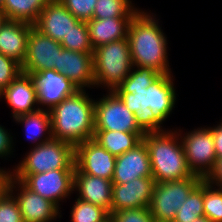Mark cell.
Segmentation results:
<instances>
[{
    "mask_svg": "<svg viewBox=\"0 0 222 222\" xmlns=\"http://www.w3.org/2000/svg\"><path fill=\"white\" fill-rule=\"evenodd\" d=\"M172 74H160L147 88L116 89L114 92L134 113L135 121L144 132H160L176 103Z\"/></svg>",
    "mask_w": 222,
    "mask_h": 222,
    "instance_id": "cell-1",
    "label": "cell"
},
{
    "mask_svg": "<svg viewBox=\"0 0 222 222\" xmlns=\"http://www.w3.org/2000/svg\"><path fill=\"white\" fill-rule=\"evenodd\" d=\"M140 10L131 20L128 42L134 67L153 68L171 74L167 53V37L158 24L156 14Z\"/></svg>",
    "mask_w": 222,
    "mask_h": 222,
    "instance_id": "cell-2",
    "label": "cell"
},
{
    "mask_svg": "<svg viewBox=\"0 0 222 222\" xmlns=\"http://www.w3.org/2000/svg\"><path fill=\"white\" fill-rule=\"evenodd\" d=\"M95 99L78 90L50 110L52 138L76 146L94 137Z\"/></svg>",
    "mask_w": 222,
    "mask_h": 222,
    "instance_id": "cell-3",
    "label": "cell"
},
{
    "mask_svg": "<svg viewBox=\"0 0 222 222\" xmlns=\"http://www.w3.org/2000/svg\"><path fill=\"white\" fill-rule=\"evenodd\" d=\"M176 131L148 132L142 138L148 149L155 183L183 180L194 175L187 165L183 144Z\"/></svg>",
    "mask_w": 222,
    "mask_h": 222,
    "instance_id": "cell-4",
    "label": "cell"
},
{
    "mask_svg": "<svg viewBox=\"0 0 222 222\" xmlns=\"http://www.w3.org/2000/svg\"><path fill=\"white\" fill-rule=\"evenodd\" d=\"M93 66L95 87L114 92L133 68L128 39L112 41L94 49Z\"/></svg>",
    "mask_w": 222,
    "mask_h": 222,
    "instance_id": "cell-5",
    "label": "cell"
},
{
    "mask_svg": "<svg viewBox=\"0 0 222 222\" xmlns=\"http://www.w3.org/2000/svg\"><path fill=\"white\" fill-rule=\"evenodd\" d=\"M12 169V174H38L56 169H75V146L51 138L34 148Z\"/></svg>",
    "mask_w": 222,
    "mask_h": 222,
    "instance_id": "cell-6",
    "label": "cell"
},
{
    "mask_svg": "<svg viewBox=\"0 0 222 222\" xmlns=\"http://www.w3.org/2000/svg\"><path fill=\"white\" fill-rule=\"evenodd\" d=\"M203 179L197 175L176 181L155 183L149 206L155 222H173L176 212Z\"/></svg>",
    "mask_w": 222,
    "mask_h": 222,
    "instance_id": "cell-7",
    "label": "cell"
},
{
    "mask_svg": "<svg viewBox=\"0 0 222 222\" xmlns=\"http://www.w3.org/2000/svg\"><path fill=\"white\" fill-rule=\"evenodd\" d=\"M75 169H56L38 174H12L28 189L49 199L58 207L73 193Z\"/></svg>",
    "mask_w": 222,
    "mask_h": 222,
    "instance_id": "cell-8",
    "label": "cell"
},
{
    "mask_svg": "<svg viewBox=\"0 0 222 222\" xmlns=\"http://www.w3.org/2000/svg\"><path fill=\"white\" fill-rule=\"evenodd\" d=\"M187 165L194 175L204 179L217 159L210 128H197L183 134L178 129Z\"/></svg>",
    "mask_w": 222,
    "mask_h": 222,
    "instance_id": "cell-9",
    "label": "cell"
},
{
    "mask_svg": "<svg viewBox=\"0 0 222 222\" xmlns=\"http://www.w3.org/2000/svg\"><path fill=\"white\" fill-rule=\"evenodd\" d=\"M95 130L119 132H143L135 121L134 113L130 112L115 92H108L94 105Z\"/></svg>",
    "mask_w": 222,
    "mask_h": 222,
    "instance_id": "cell-10",
    "label": "cell"
},
{
    "mask_svg": "<svg viewBox=\"0 0 222 222\" xmlns=\"http://www.w3.org/2000/svg\"><path fill=\"white\" fill-rule=\"evenodd\" d=\"M63 49L60 42L53 40L32 26L26 58L21 65L22 73L31 75L33 72L47 69L56 70L59 54Z\"/></svg>",
    "mask_w": 222,
    "mask_h": 222,
    "instance_id": "cell-11",
    "label": "cell"
},
{
    "mask_svg": "<svg viewBox=\"0 0 222 222\" xmlns=\"http://www.w3.org/2000/svg\"><path fill=\"white\" fill-rule=\"evenodd\" d=\"M116 157L93 138L75 146V172L112 180Z\"/></svg>",
    "mask_w": 222,
    "mask_h": 222,
    "instance_id": "cell-12",
    "label": "cell"
},
{
    "mask_svg": "<svg viewBox=\"0 0 222 222\" xmlns=\"http://www.w3.org/2000/svg\"><path fill=\"white\" fill-rule=\"evenodd\" d=\"M15 188L17 189L15 190ZM14 190L18 192L15 193ZM9 191L19 204L24 222H53L58 215L61 217L60 207L49 199L31 191L21 181L13 177L10 181Z\"/></svg>",
    "mask_w": 222,
    "mask_h": 222,
    "instance_id": "cell-13",
    "label": "cell"
},
{
    "mask_svg": "<svg viewBox=\"0 0 222 222\" xmlns=\"http://www.w3.org/2000/svg\"><path fill=\"white\" fill-rule=\"evenodd\" d=\"M30 76L36 87L38 107L43 110H50L54 105L78 91L69 79L54 69L33 72Z\"/></svg>",
    "mask_w": 222,
    "mask_h": 222,
    "instance_id": "cell-14",
    "label": "cell"
},
{
    "mask_svg": "<svg viewBox=\"0 0 222 222\" xmlns=\"http://www.w3.org/2000/svg\"><path fill=\"white\" fill-rule=\"evenodd\" d=\"M154 184L153 177H139L126 184L113 183L111 214L125 209L149 207Z\"/></svg>",
    "mask_w": 222,
    "mask_h": 222,
    "instance_id": "cell-15",
    "label": "cell"
},
{
    "mask_svg": "<svg viewBox=\"0 0 222 222\" xmlns=\"http://www.w3.org/2000/svg\"><path fill=\"white\" fill-rule=\"evenodd\" d=\"M56 71L69 79L78 90L95 87L93 53L63 49L59 54Z\"/></svg>",
    "mask_w": 222,
    "mask_h": 222,
    "instance_id": "cell-16",
    "label": "cell"
},
{
    "mask_svg": "<svg viewBox=\"0 0 222 222\" xmlns=\"http://www.w3.org/2000/svg\"><path fill=\"white\" fill-rule=\"evenodd\" d=\"M79 21L60 0H51L43 8L33 26L41 33L61 43Z\"/></svg>",
    "mask_w": 222,
    "mask_h": 222,
    "instance_id": "cell-17",
    "label": "cell"
},
{
    "mask_svg": "<svg viewBox=\"0 0 222 222\" xmlns=\"http://www.w3.org/2000/svg\"><path fill=\"white\" fill-rule=\"evenodd\" d=\"M139 177H152L148 149L143 140L116 157L112 183L126 184Z\"/></svg>",
    "mask_w": 222,
    "mask_h": 222,
    "instance_id": "cell-18",
    "label": "cell"
},
{
    "mask_svg": "<svg viewBox=\"0 0 222 222\" xmlns=\"http://www.w3.org/2000/svg\"><path fill=\"white\" fill-rule=\"evenodd\" d=\"M12 108V117L33 113L40 108L37 106V92L32 77L21 73L1 94ZM37 104V105H36ZM37 106V108H35Z\"/></svg>",
    "mask_w": 222,
    "mask_h": 222,
    "instance_id": "cell-19",
    "label": "cell"
},
{
    "mask_svg": "<svg viewBox=\"0 0 222 222\" xmlns=\"http://www.w3.org/2000/svg\"><path fill=\"white\" fill-rule=\"evenodd\" d=\"M32 26L26 22L7 19L0 29V53L22 65Z\"/></svg>",
    "mask_w": 222,
    "mask_h": 222,
    "instance_id": "cell-20",
    "label": "cell"
},
{
    "mask_svg": "<svg viewBox=\"0 0 222 222\" xmlns=\"http://www.w3.org/2000/svg\"><path fill=\"white\" fill-rule=\"evenodd\" d=\"M112 180L84 173H74L73 190L79 192L78 199L101 206L111 215Z\"/></svg>",
    "mask_w": 222,
    "mask_h": 222,
    "instance_id": "cell-21",
    "label": "cell"
},
{
    "mask_svg": "<svg viewBox=\"0 0 222 222\" xmlns=\"http://www.w3.org/2000/svg\"><path fill=\"white\" fill-rule=\"evenodd\" d=\"M133 18H105L87 21L90 42L93 49L112 41L123 40L128 36L129 25Z\"/></svg>",
    "mask_w": 222,
    "mask_h": 222,
    "instance_id": "cell-22",
    "label": "cell"
},
{
    "mask_svg": "<svg viewBox=\"0 0 222 222\" xmlns=\"http://www.w3.org/2000/svg\"><path fill=\"white\" fill-rule=\"evenodd\" d=\"M144 132L94 130L93 139L115 157L133 149L144 137Z\"/></svg>",
    "mask_w": 222,
    "mask_h": 222,
    "instance_id": "cell-23",
    "label": "cell"
},
{
    "mask_svg": "<svg viewBox=\"0 0 222 222\" xmlns=\"http://www.w3.org/2000/svg\"><path fill=\"white\" fill-rule=\"evenodd\" d=\"M13 120L16 123L22 124V126L24 125L25 134L30 141L35 143L34 146L44 143L52 138L49 110L40 109L33 113L19 115Z\"/></svg>",
    "mask_w": 222,
    "mask_h": 222,
    "instance_id": "cell-24",
    "label": "cell"
},
{
    "mask_svg": "<svg viewBox=\"0 0 222 222\" xmlns=\"http://www.w3.org/2000/svg\"><path fill=\"white\" fill-rule=\"evenodd\" d=\"M51 0H4L1 9L8 20H16L34 25Z\"/></svg>",
    "mask_w": 222,
    "mask_h": 222,
    "instance_id": "cell-25",
    "label": "cell"
},
{
    "mask_svg": "<svg viewBox=\"0 0 222 222\" xmlns=\"http://www.w3.org/2000/svg\"><path fill=\"white\" fill-rule=\"evenodd\" d=\"M139 11L131 0H97L93 18H133Z\"/></svg>",
    "mask_w": 222,
    "mask_h": 222,
    "instance_id": "cell-26",
    "label": "cell"
},
{
    "mask_svg": "<svg viewBox=\"0 0 222 222\" xmlns=\"http://www.w3.org/2000/svg\"><path fill=\"white\" fill-rule=\"evenodd\" d=\"M204 216L203 180L191 191L183 205L176 212L173 222H193Z\"/></svg>",
    "mask_w": 222,
    "mask_h": 222,
    "instance_id": "cell-27",
    "label": "cell"
},
{
    "mask_svg": "<svg viewBox=\"0 0 222 222\" xmlns=\"http://www.w3.org/2000/svg\"><path fill=\"white\" fill-rule=\"evenodd\" d=\"M70 216L71 222H104L110 214L101 206L76 198Z\"/></svg>",
    "mask_w": 222,
    "mask_h": 222,
    "instance_id": "cell-28",
    "label": "cell"
},
{
    "mask_svg": "<svg viewBox=\"0 0 222 222\" xmlns=\"http://www.w3.org/2000/svg\"><path fill=\"white\" fill-rule=\"evenodd\" d=\"M60 44L66 50L94 53V49L90 42L87 22L85 21L80 20L73 26V30L65 36Z\"/></svg>",
    "mask_w": 222,
    "mask_h": 222,
    "instance_id": "cell-29",
    "label": "cell"
},
{
    "mask_svg": "<svg viewBox=\"0 0 222 222\" xmlns=\"http://www.w3.org/2000/svg\"><path fill=\"white\" fill-rule=\"evenodd\" d=\"M204 216L212 222H222V188H216L203 180Z\"/></svg>",
    "mask_w": 222,
    "mask_h": 222,
    "instance_id": "cell-30",
    "label": "cell"
},
{
    "mask_svg": "<svg viewBox=\"0 0 222 222\" xmlns=\"http://www.w3.org/2000/svg\"><path fill=\"white\" fill-rule=\"evenodd\" d=\"M161 73L153 68L134 67L117 89H140L149 87Z\"/></svg>",
    "mask_w": 222,
    "mask_h": 222,
    "instance_id": "cell-31",
    "label": "cell"
},
{
    "mask_svg": "<svg viewBox=\"0 0 222 222\" xmlns=\"http://www.w3.org/2000/svg\"><path fill=\"white\" fill-rule=\"evenodd\" d=\"M96 1L97 0H60L75 18L85 22L93 19Z\"/></svg>",
    "mask_w": 222,
    "mask_h": 222,
    "instance_id": "cell-32",
    "label": "cell"
},
{
    "mask_svg": "<svg viewBox=\"0 0 222 222\" xmlns=\"http://www.w3.org/2000/svg\"><path fill=\"white\" fill-rule=\"evenodd\" d=\"M22 73L21 65L0 53V94Z\"/></svg>",
    "mask_w": 222,
    "mask_h": 222,
    "instance_id": "cell-33",
    "label": "cell"
},
{
    "mask_svg": "<svg viewBox=\"0 0 222 222\" xmlns=\"http://www.w3.org/2000/svg\"><path fill=\"white\" fill-rule=\"evenodd\" d=\"M0 222H24L19 204L10 191L0 199Z\"/></svg>",
    "mask_w": 222,
    "mask_h": 222,
    "instance_id": "cell-34",
    "label": "cell"
},
{
    "mask_svg": "<svg viewBox=\"0 0 222 222\" xmlns=\"http://www.w3.org/2000/svg\"><path fill=\"white\" fill-rule=\"evenodd\" d=\"M110 217L114 222H155L149 207L121 210L112 213Z\"/></svg>",
    "mask_w": 222,
    "mask_h": 222,
    "instance_id": "cell-35",
    "label": "cell"
},
{
    "mask_svg": "<svg viewBox=\"0 0 222 222\" xmlns=\"http://www.w3.org/2000/svg\"><path fill=\"white\" fill-rule=\"evenodd\" d=\"M12 133L8 132L5 127L0 125V158L6 159V157H9L8 155L11 156L14 152L12 148L13 147V136H11Z\"/></svg>",
    "mask_w": 222,
    "mask_h": 222,
    "instance_id": "cell-36",
    "label": "cell"
},
{
    "mask_svg": "<svg viewBox=\"0 0 222 222\" xmlns=\"http://www.w3.org/2000/svg\"><path fill=\"white\" fill-rule=\"evenodd\" d=\"M203 180L211 186L222 188V157L216 159L213 168Z\"/></svg>",
    "mask_w": 222,
    "mask_h": 222,
    "instance_id": "cell-37",
    "label": "cell"
},
{
    "mask_svg": "<svg viewBox=\"0 0 222 222\" xmlns=\"http://www.w3.org/2000/svg\"><path fill=\"white\" fill-rule=\"evenodd\" d=\"M214 141V149L217 158L222 157V121L215 127H209Z\"/></svg>",
    "mask_w": 222,
    "mask_h": 222,
    "instance_id": "cell-38",
    "label": "cell"
},
{
    "mask_svg": "<svg viewBox=\"0 0 222 222\" xmlns=\"http://www.w3.org/2000/svg\"><path fill=\"white\" fill-rule=\"evenodd\" d=\"M12 171L0 169V199L9 192V185L12 179Z\"/></svg>",
    "mask_w": 222,
    "mask_h": 222,
    "instance_id": "cell-39",
    "label": "cell"
},
{
    "mask_svg": "<svg viewBox=\"0 0 222 222\" xmlns=\"http://www.w3.org/2000/svg\"><path fill=\"white\" fill-rule=\"evenodd\" d=\"M7 16L3 12V10L0 8V29L3 26V24L6 22Z\"/></svg>",
    "mask_w": 222,
    "mask_h": 222,
    "instance_id": "cell-40",
    "label": "cell"
},
{
    "mask_svg": "<svg viewBox=\"0 0 222 222\" xmlns=\"http://www.w3.org/2000/svg\"><path fill=\"white\" fill-rule=\"evenodd\" d=\"M193 222H212V221L206 216H200L196 218Z\"/></svg>",
    "mask_w": 222,
    "mask_h": 222,
    "instance_id": "cell-41",
    "label": "cell"
},
{
    "mask_svg": "<svg viewBox=\"0 0 222 222\" xmlns=\"http://www.w3.org/2000/svg\"><path fill=\"white\" fill-rule=\"evenodd\" d=\"M104 222H114L113 219L111 217H109L108 219H106Z\"/></svg>",
    "mask_w": 222,
    "mask_h": 222,
    "instance_id": "cell-42",
    "label": "cell"
},
{
    "mask_svg": "<svg viewBox=\"0 0 222 222\" xmlns=\"http://www.w3.org/2000/svg\"><path fill=\"white\" fill-rule=\"evenodd\" d=\"M3 1L4 0H0V8L2 7Z\"/></svg>",
    "mask_w": 222,
    "mask_h": 222,
    "instance_id": "cell-43",
    "label": "cell"
}]
</instances>
